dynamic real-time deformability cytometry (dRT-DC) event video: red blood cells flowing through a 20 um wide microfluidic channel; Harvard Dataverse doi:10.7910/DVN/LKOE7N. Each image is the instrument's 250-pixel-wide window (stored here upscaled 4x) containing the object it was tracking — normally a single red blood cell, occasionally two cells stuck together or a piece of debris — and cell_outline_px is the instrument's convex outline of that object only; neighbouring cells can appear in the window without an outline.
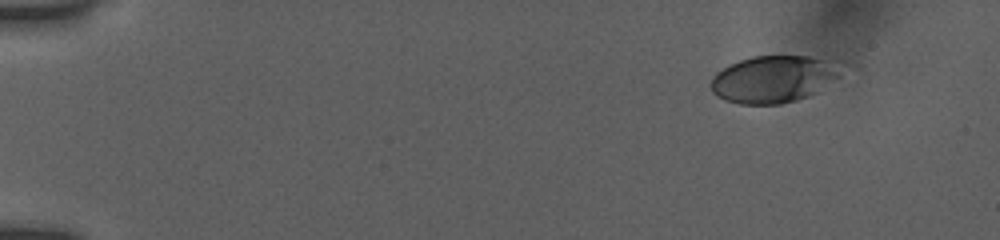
{"species": "human", "species_latin": "Homo sapiens", "temperature_condition": "room temperature", "stored_images_in_passage": 27, "camera_frame_rate_fps": 3000, "um_per_image_px": 0.085, "donor": {"sex": "female"}, "frame": {"image": 1, "passage_image": 1, "time_ms": 0.0, "image_size_px": [1000, 240], "cell_outline_px": [[848, 64], [840, 76], [816, 92], [808, 96], [796, 100], [780, 104], [740, 104], [724, 100], [716, 96], [712, 92], [712, 76], [716, 72], [740, 60], [752, 56], [808, 56], [840, 60]], "centroid_in_image_um": [65.86, 6.7], "position_along_channel_um": 19.1, "area_um2": 36.3}}
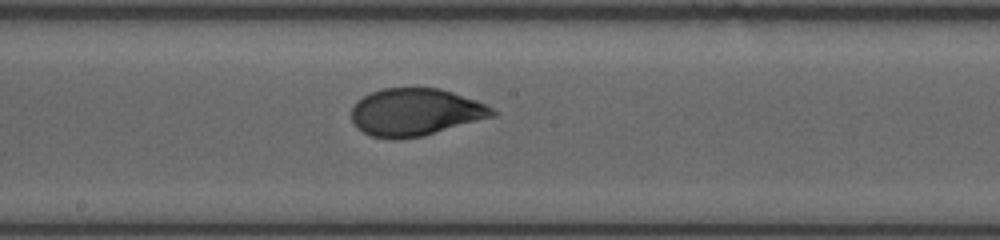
{"frame": {"image": 2, "passage_image": 15, "time_ms": 8.333, "image_size_px": [1000, 240], "cell_outline_px": [[500, 112], [496, 116], [424, 136], [392, 140], [372, 136], [356, 128], [352, 120], [352, 108], [356, 100], [380, 88], [440, 88], [476, 100]], "centroid_in_image_um": [35.32, 9.54], "position_along_channel_um": 212.9, "area_um2": 39.25}}
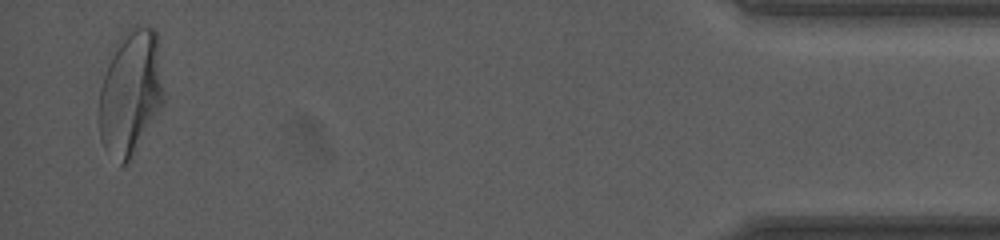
{"frame": {"image": 3, "passage_image": 27, "time_ms": 15.667, "image_size_px": [1000, 240], "cell_outline_px": [[164, 100], [160, 108], [128, 160], [124, 164], [120, 164], [104, 148], [100, 140], [100, 88], [104, 76], [112, 56], [124, 32], [132, 24], [136, 24], [156, 28], [164, 92]], "centroid_in_image_um": [11.11, 7.8], "position_along_channel_um": 424.1, "area_um2": 46.07}, "authors_computed_cell_mechanics": {"area_um2": 39.1306, "velocity_mm_per_s": 3.8541, "shape_relaxation_time_tau1_ms": 4.7618, "shape_relaxation_time_tau2_ms": null, "deformation_change_tau1": 0.1761, "deformation_change_tau2": null}}